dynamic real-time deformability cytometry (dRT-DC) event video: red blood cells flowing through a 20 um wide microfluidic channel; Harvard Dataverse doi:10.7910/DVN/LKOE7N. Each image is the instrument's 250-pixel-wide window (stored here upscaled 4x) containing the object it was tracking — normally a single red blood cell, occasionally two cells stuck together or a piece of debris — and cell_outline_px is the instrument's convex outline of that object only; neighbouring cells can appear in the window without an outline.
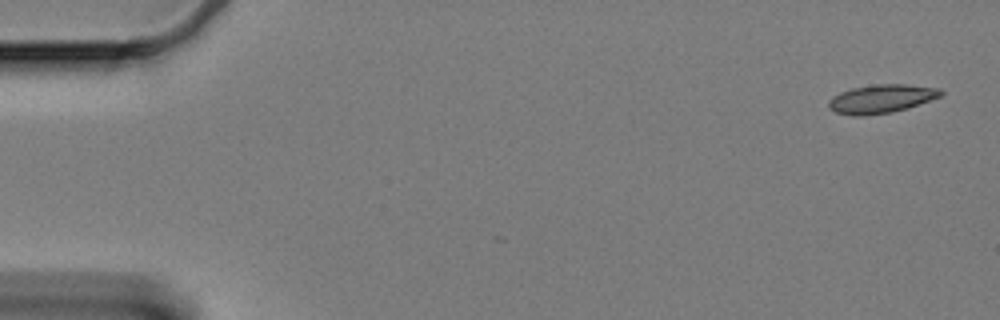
{"species": "Egyptian fruit bat (a non-hibernating species)", "species_latin": "Rousettus aegyptiacus", "temperature_condition": "cold", "stored_images_in_passage": 59, "camera_frame_rate_fps": 3000, "um_per_image_px": 0.085, "animal": {"sex": "female"}, "frame": {"image": 1, "passage_image": 1, "time_ms": 0.0, "image_size_px": [1000, 320], "cell_outline_px": [[944, 92], [940, 96], [908, 108], [892, 112], [864, 116], [852, 116], [836, 112], [828, 108], [828, 100], [832, 96], [840, 92], [852, 88], [876, 84], [904, 84], [940, 88]], "centroid_in_image_um": [74.88, 8.4], "position_along_channel_um": 10.1, "area_um2": 18.73}}
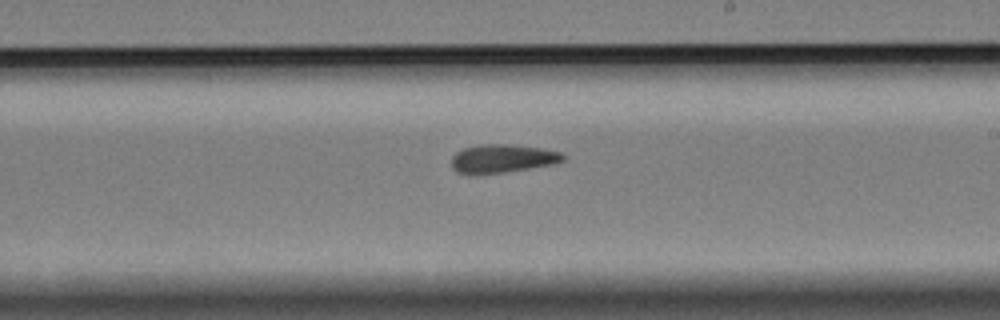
{"frame": {"image": 2, "passage_image": 34, "time_ms": 11.0, "image_size_px": [1000, 320], "cell_outline_px": [[568, 156], [564, 160], [556, 164], [504, 172], [468, 176], [456, 172], [452, 168], [452, 156], [456, 152], [464, 148], [480, 144], [508, 144], [540, 148], [560, 152]], "centroid_in_image_um": [42.68, 13.5], "position_along_channel_um": 246.3, "area_um2": 18.84}}
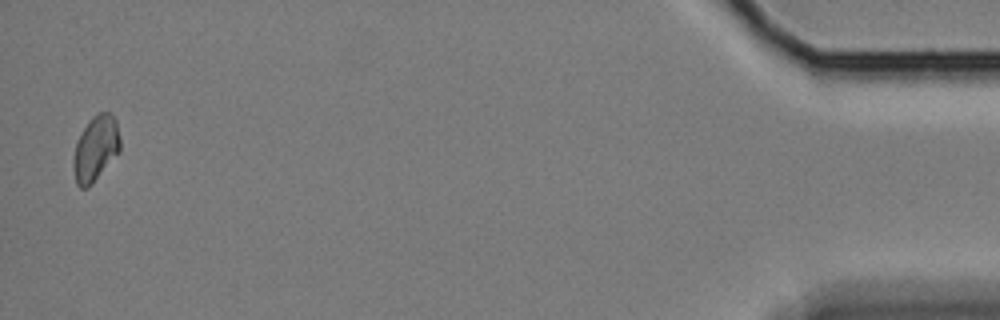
{"frame": {"image": 3, "passage_image": 58, "time_ms": 19.0, "image_size_px": [1000, 320], "cell_outline_px": [[120, 152], [92, 184], [88, 188], [80, 188], [76, 184], [72, 164], [76, 144], [88, 120], [96, 112], [108, 112], [116, 120], [120, 136]], "centroid_in_image_um": [8.14, 12.63], "position_along_channel_um": 427.1, "area_um2": 17.92}}